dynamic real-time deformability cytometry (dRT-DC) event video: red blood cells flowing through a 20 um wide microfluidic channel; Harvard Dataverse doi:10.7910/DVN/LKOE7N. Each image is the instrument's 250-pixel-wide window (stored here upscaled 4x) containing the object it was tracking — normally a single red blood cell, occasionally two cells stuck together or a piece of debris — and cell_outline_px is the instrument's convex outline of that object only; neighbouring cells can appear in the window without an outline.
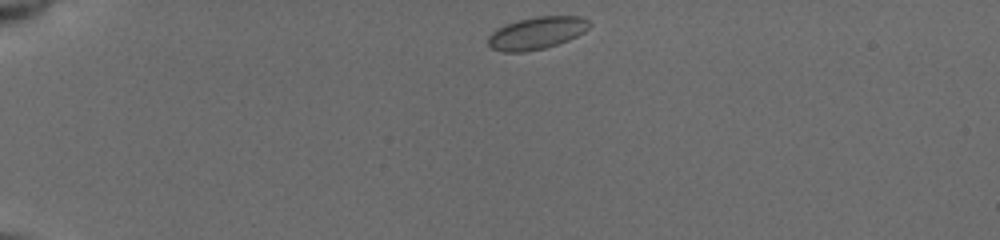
{"species": "common noctule bat (a hibernating species)", "species_latin": "Nyctalus noctula", "temperature_condition": "cold", "stored_images_in_passage": 34, "camera_frame_rate_fps": 3000, "um_per_image_px": 0.085, "animal": {"sex": "female", "body_mass_g": 19.5, "forearm_length_mm": 54.1}, "frame": {"image": 1, "passage_image": 1, "time_ms": 0.0, "image_size_px": [1000, 240], "cell_outline_px": [[592, 24], [584, 32], [568, 40], [544, 48], [524, 52], [504, 52], [492, 48], [488, 44], [488, 36], [496, 28], [520, 20], [536, 16], [580, 16], [588, 20]], "centroid_in_image_um": [45.63, 2.8], "position_along_channel_um": 39.4, "area_um2": 18.96}}
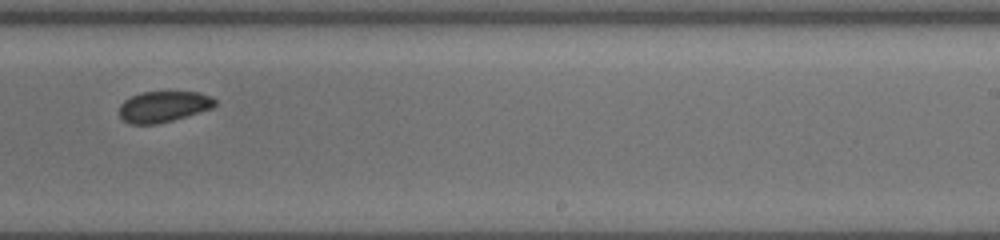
{"frame": {"image": 2, "passage_image": 21, "time_ms": 7.667, "image_size_px": [1000, 240], "cell_outline_px": [[216, 104], [212, 108], [200, 112], [172, 120], [156, 124], [128, 124], [120, 116], [120, 104], [124, 100], [140, 92], [200, 92], [212, 96], [216, 100]], "centroid_in_image_um": [13.9, 9.05], "position_along_channel_um": 275.1, "area_um2": 17.28}}
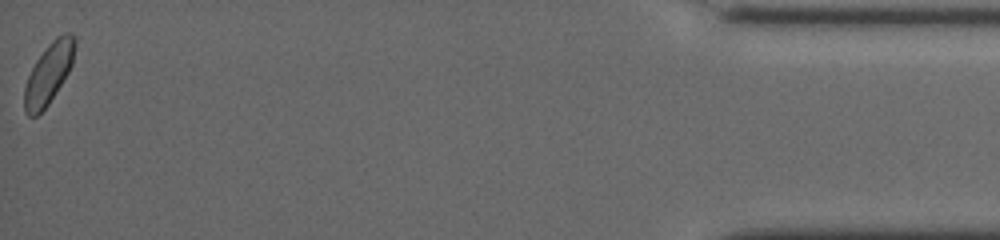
{"frame": {"image": 3, "passage_image": 34, "time_ms": 13.667, "image_size_px": [1000, 240], "cell_outline_px": [[76, 44], [72, 64], [68, 72], [48, 104], [36, 116], [28, 116], [24, 112], [24, 88], [28, 76], [36, 60], [48, 44], [56, 36], [64, 32], [72, 32], [76, 36]], "centroid_in_image_um": [4.15, 6.19], "position_along_channel_um": 431.1, "area_um2": 17.86}, "authors_computed_cell_mechanics": {"area_um2": 17.7735, "velocity_mm_per_s": 3.8848, "shape_relaxation_time_tau1_ms": null, "shape_relaxation_time_tau2_ms": 3.0322, "deformation_change_tau1": null, "deformation_change_tau2": 0.0402}}